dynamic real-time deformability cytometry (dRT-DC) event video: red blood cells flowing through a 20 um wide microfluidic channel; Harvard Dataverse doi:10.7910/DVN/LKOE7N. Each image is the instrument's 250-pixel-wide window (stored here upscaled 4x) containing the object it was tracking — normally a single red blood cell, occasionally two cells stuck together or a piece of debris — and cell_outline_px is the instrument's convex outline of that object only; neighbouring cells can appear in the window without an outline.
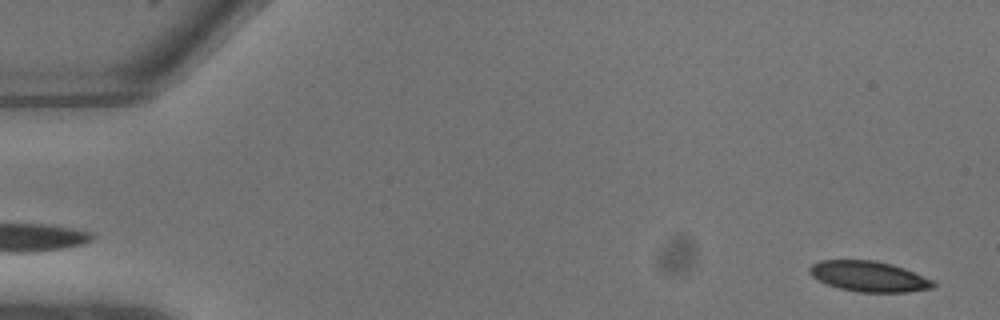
{"species": "common noctule bat (a hibernating species)", "species_latin": "Nyctalus noctula", "temperature_condition": "warm", "stored_images_in_passage": 3, "segment_of_instrument_passage": [2, 2], "camera_frame_rate_fps": 3000, "um_per_image_px": 0.085, "animal": {"sex": "male", "body_mass_g": 13.3}, "frame": {"image": 1, "passage_image": 3, "time_ms": 0.667, "image_size_px": [1000, 320], "cell_outline_px": [[936, 284], [932, 288], [908, 292], [860, 292], [840, 288], [816, 280], [808, 272], [808, 268], [812, 264], [820, 260], [872, 260], [892, 264], [904, 268], [932, 280]], "centroid_in_image_um": [73.82, 23.49], "position_along_channel_um": 11.2, "area_um2": 21.91}}